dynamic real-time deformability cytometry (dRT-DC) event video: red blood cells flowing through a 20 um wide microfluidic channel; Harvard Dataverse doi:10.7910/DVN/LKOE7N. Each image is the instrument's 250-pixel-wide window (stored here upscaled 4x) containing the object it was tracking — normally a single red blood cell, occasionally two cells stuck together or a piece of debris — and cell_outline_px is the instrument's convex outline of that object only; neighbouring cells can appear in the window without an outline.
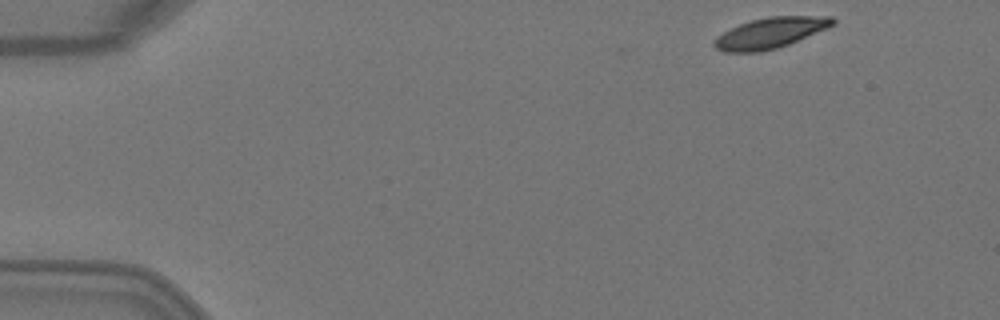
{"species": "Egyptian fruit bat (a non-hibernating species)", "species_latin": "Rousettus aegyptiacus", "temperature_condition": "warm", "stored_images_in_passage": 4, "camera_frame_rate_fps": 3000, "um_per_image_px": 0.085, "animal": {"sex": "female"}, "frame": {"image": 1, "passage_image": 1, "time_ms": 0.0, "image_size_px": [1000, 320], "cell_outline_px": [[836, 24], [788, 44], [776, 48], [760, 52], [724, 52], [716, 48], [712, 44], [712, 40], [724, 32], [740, 24], [752, 20], [768, 16], [832, 16], [836, 20]], "centroid_in_image_um": [65.47, 2.79], "position_along_channel_um": 19.5, "area_um2": 21.04}}
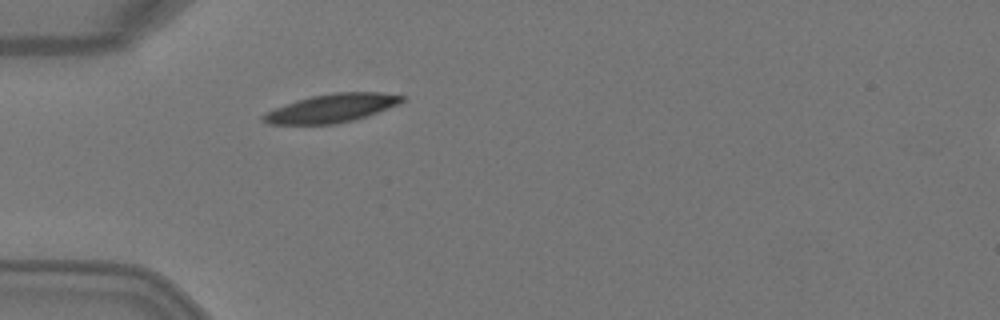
{"frame": {"image": 2, "passage_image": 4, "time_ms": 1.0, "image_size_px": [1000, 320], "cell_outline_px": [[408, 96], [404, 100], [388, 108], [368, 116], [336, 124], [268, 124], [260, 120], [260, 116], [264, 112], [296, 100], [312, 96], [332, 92], [380, 92]], "centroid_in_image_um": [28.16, 9.19], "position_along_channel_um": 56.8, "area_um2": 23.12}}